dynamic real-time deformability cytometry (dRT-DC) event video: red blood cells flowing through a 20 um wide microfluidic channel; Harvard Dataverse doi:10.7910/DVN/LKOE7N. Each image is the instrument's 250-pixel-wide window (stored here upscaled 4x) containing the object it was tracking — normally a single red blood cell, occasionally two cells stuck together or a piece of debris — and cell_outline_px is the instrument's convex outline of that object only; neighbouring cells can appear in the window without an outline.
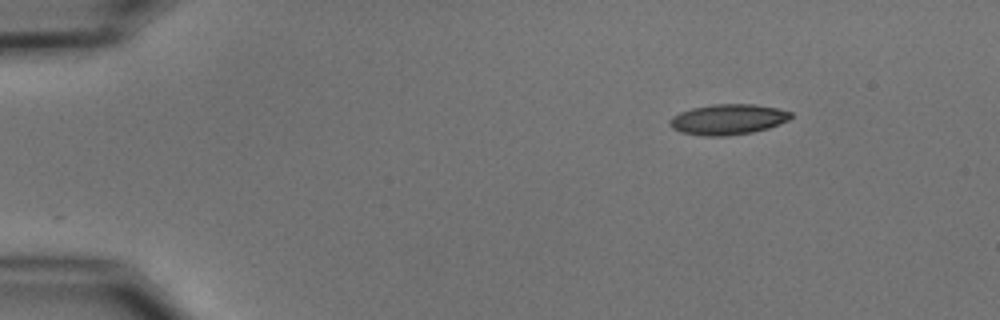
{"species": "common noctule bat (a hibernating species)", "species_latin": "Nyctalus noctula", "temperature_condition": "cold", "stored_images_in_passage": 4, "camera_frame_rate_fps": 3000, "um_per_image_px": 0.085, "animal": {"sex": "male", "body_mass_g": 15.6}, "frame": {"image": 1, "passage_image": 1, "time_ms": 0.0, "image_size_px": [1000, 320], "cell_outline_px": [[792, 116], [788, 120], [780, 124], [768, 128], [752, 132], [724, 136], [700, 136], [680, 132], [672, 128], [668, 124], [668, 120], [672, 116], [680, 112], [692, 108], [712, 104], [752, 104], [776, 108], [792, 112]], "centroid_in_image_um": [61.84, 10.15], "position_along_channel_um": 23.2, "area_um2": 21.62}}
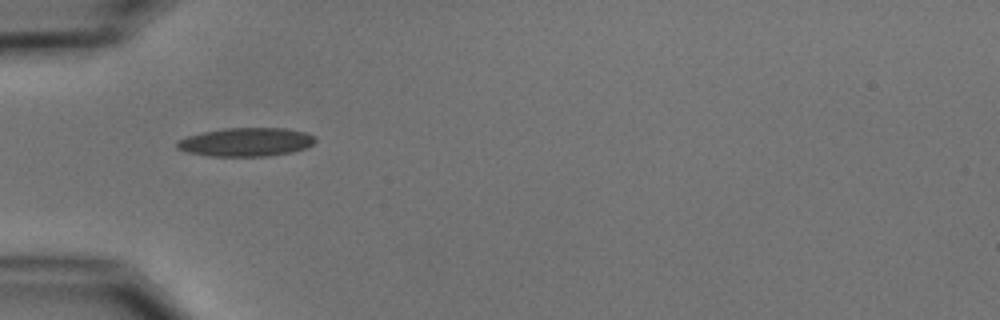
{"frame": {"image": 2, "passage_image": 3, "time_ms": 3.333, "image_size_px": [1000, 320], "cell_outline_px": [[316, 140], [308, 148], [292, 152], [268, 156], [208, 156], [184, 152], [176, 148], [176, 140], [188, 136], [204, 132], [224, 128], [284, 128], [304, 132], [316, 136]], "centroid_in_image_um": [20.9, 12.08], "position_along_channel_um": 64.1, "area_um2": 23.24}}